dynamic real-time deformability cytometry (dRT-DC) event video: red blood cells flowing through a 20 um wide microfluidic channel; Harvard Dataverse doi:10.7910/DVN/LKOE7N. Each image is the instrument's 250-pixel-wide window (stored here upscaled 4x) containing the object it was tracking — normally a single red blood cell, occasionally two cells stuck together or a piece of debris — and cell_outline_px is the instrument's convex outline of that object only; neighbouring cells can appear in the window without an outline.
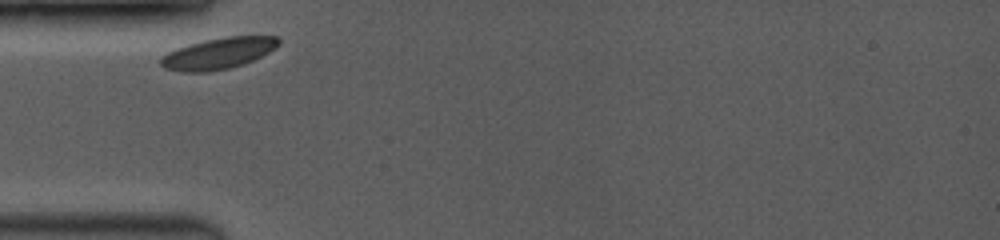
{"species": "common noctule bat (a hibernating species)", "species_latin": "Nyctalus noctula", "temperature_condition": "room temperature", "stored_images_in_passage": 7, "camera_frame_rate_fps": 3500, "um_per_image_px": 0.085, "animal": {"sex": "female", "body_mass_g": 19.0, "forearm_length_mm": 53.3}, "frame": {"image": 1, "passage_image": 1, "time_ms": 0.0, "image_size_px": [1000, 240], "cell_outline_px": [[280, 44], [276, 48], [252, 60], [228, 68], [208, 72], [180, 72], [164, 68], [160, 64], [160, 56], [176, 48], [188, 44], [204, 40], [228, 36], [276, 36], [280, 40]], "centroid_in_image_um": [18.51, 4.53], "position_along_channel_um": 66.5, "area_um2": 21.44}}
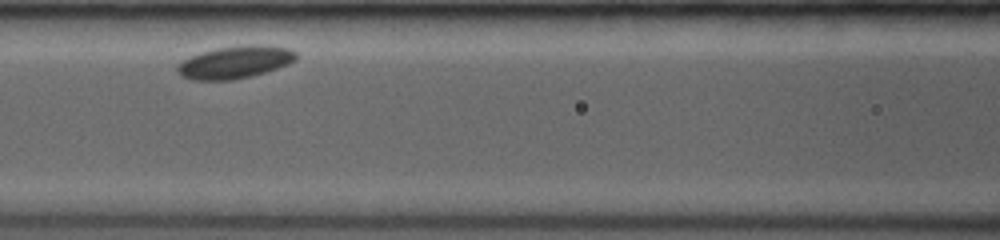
{"frame": {"image": 2, "passage_image": 4, "time_ms": 2.286, "image_size_px": [1000, 240], "cell_outline_px": [[296, 60], [288, 64], [252, 76], [232, 80], [192, 80], [180, 76], [176, 72], [176, 64], [192, 56], [216, 48], [240, 44], [268, 44], [292, 48], [296, 52]], "centroid_in_image_um": [19.99, 5.27], "position_along_channel_um": 146.6, "area_um2": 22.83}}
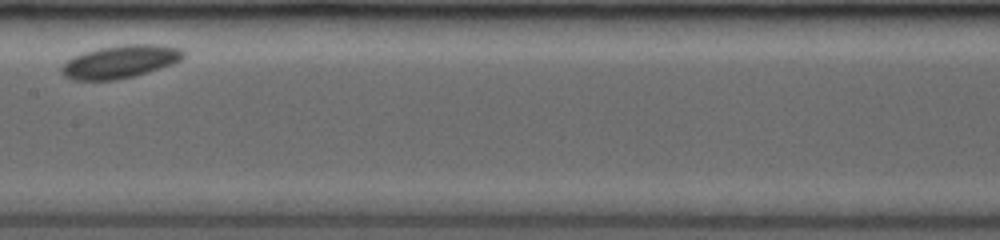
{"frame": {"image": 3, "passage_image": 6, "time_ms": 3.714, "image_size_px": [1000, 240], "cell_outline_px": [[184, 56], [180, 60], [172, 64], [148, 72], [116, 80], [72, 80], [64, 76], [60, 72], [60, 68], [72, 56], [84, 52], [100, 48], [120, 44], [156, 44], [180, 48], [184, 52]], "centroid_in_image_um": [10.19, 5.24], "position_along_channel_um": 197.2, "area_um2": 23.35}}